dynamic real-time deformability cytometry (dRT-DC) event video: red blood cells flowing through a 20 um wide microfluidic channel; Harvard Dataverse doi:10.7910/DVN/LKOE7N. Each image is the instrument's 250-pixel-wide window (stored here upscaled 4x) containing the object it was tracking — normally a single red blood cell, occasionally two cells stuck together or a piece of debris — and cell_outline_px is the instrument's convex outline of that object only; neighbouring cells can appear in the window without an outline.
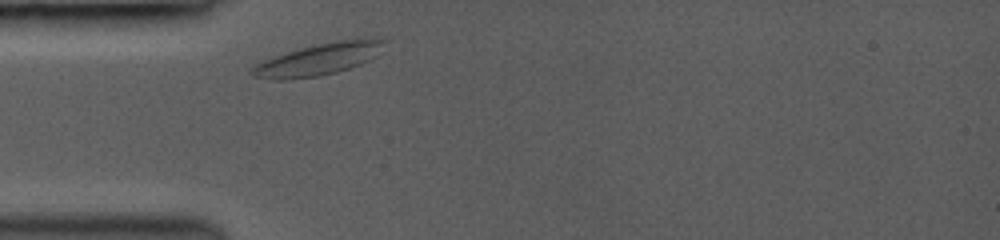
{"species": "common noctule bat (a hibernating species)", "species_latin": "Nyctalus noctula", "temperature_condition": "room temperature", "stored_images_in_passage": 1, "camera_frame_rate_fps": 3000, "um_per_image_px": 0.085, "animal": {"sex": "female", "body_mass_g": 19.0, "forearm_length_mm": 53.3}, "frame": {"image": 1, "passage_image": 1, "time_ms": 0.0, "image_size_px": [1000, 240], "cell_outline_px": [[388, 40], [376, 56], [360, 64], [336, 72], [316, 76], [284, 80], [276, 80], [252, 76], [248, 72], [256, 64], [264, 60], [300, 48], [316, 44], [336, 40], [384, 36]], "centroid_in_image_um": [27.15, 5.01], "position_along_channel_um": 57.8, "area_um2": 24.68}}